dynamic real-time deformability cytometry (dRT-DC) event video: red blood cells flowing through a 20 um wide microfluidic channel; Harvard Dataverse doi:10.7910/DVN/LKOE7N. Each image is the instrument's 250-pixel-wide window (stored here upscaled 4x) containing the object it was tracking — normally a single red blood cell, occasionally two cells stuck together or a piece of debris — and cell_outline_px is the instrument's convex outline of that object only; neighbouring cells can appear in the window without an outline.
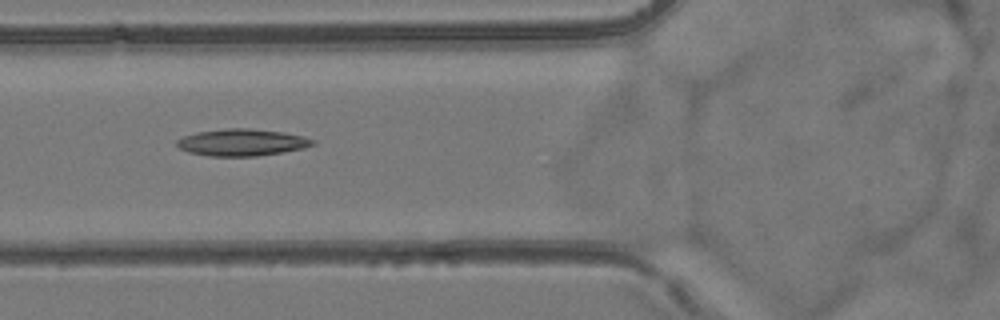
{"species": "common noctule bat (a hibernating species)", "species_latin": "Nyctalus noctula", "temperature_condition": "room temperature", "stored_images_in_passage": 43, "camera_frame_rate_fps": 3000, "um_per_image_px": 0.085, "animal": {"sex": "female", "body_mass_g": 24.6, "forearm_length_mm": 56.2}, "frame": {"image": 1, "passage_image": 10, "time_ms": 3.0, "image_size_px": [1000, 320], "cell_outline_px": [[316, 144], [304, 148], [256, 156], [208, 156], [188, 152], [180, 148], [176, 144], [176, 140], [184, 136], [196, 132], [228, 128], [252, 128], [284, 132], [304, 136], [316, 140]], "centroid_in_image_um": [20.58, 12.09], "position_along_channel_um": 105.2, "area_um2": 21.39}}
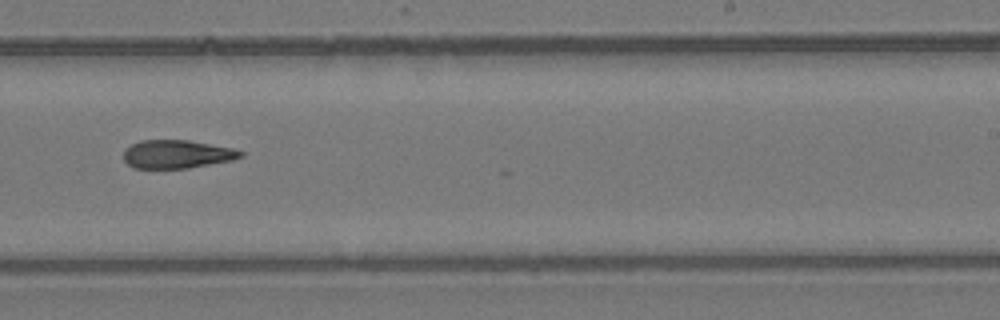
{"frame": {"image": 2, "passage_image": 23, "time_ms": 7.333, "image_size_px": [1000, 320], "cell_outline_px": [[244, 156], [232, 160], [188, 168], [132, 168], [124, 160], [124, 148], [140, 140], [188, 140], [232, 148], [244, 152]], "centroid_in_image_um": [15.02, 13.1], "position_along_channel_um": 274.0, "area_um2": 19.31}}
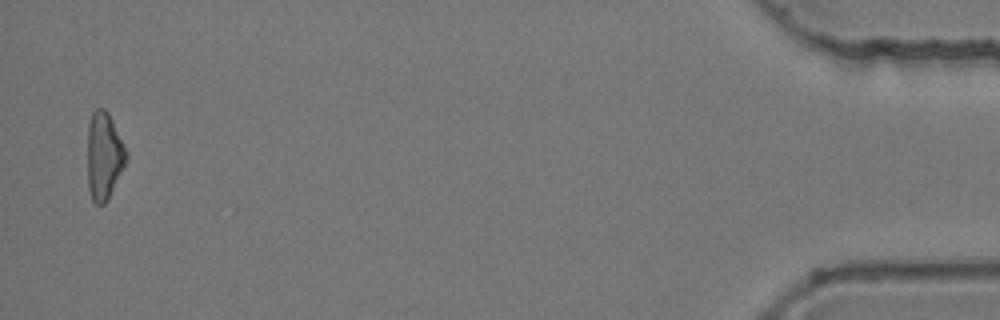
{"frame": {"image": 3, "passage_image": 42, "time_ms": 13.667, "image_size_px": [1000, 320], "cell_outline_px": [[128, 156], [108, 200], [104, 204], [96, 204], [92, 200], [88, 188], [88, 124], [92, 112], [96, 108], [104, 108], [108, 112], [128, 152]], "centroid_in_image_um": [8.84, 13.24], "position_along_channel_um": 426.4, "area_um2": 19.71}}